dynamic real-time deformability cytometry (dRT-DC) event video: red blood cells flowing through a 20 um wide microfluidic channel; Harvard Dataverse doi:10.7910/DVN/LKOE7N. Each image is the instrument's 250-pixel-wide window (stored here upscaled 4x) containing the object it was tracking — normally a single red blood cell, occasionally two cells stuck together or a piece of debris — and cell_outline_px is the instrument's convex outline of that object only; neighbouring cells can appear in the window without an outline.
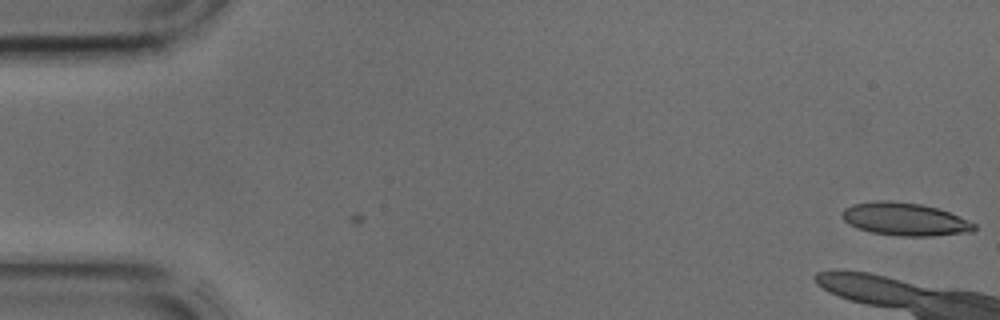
{"species": "common noctule bat (a hibernating species)", "species_latin": "Nyctalus noctula", "temperature_condition": "cold", "stored_images_in_passage": 5, "camera_frame_rate_fps": 3000, "um_per_image_px": 0.085, "animal": {"sex": "male", "body_mass_g": 17.9, "forearm_length_mm": 54.2}, "frame": {"image": 1, "passage_image": 5, "time_ms": 1.333, "image_size_px": [1000, 320], "cell_outline_px": [[976, 228], [972, 232], [932, 236], [900, 236], [872, 232], [856, 228], [848, 224], [844, 220], [840, 212], [844, 208], [852, 204], [872, 200], [888, 200], [920, 204], [936, 208], [948, 212], [976, 224]], "centroid_in_image_um": [76.86, 18.63], "position_along_channel_um": 8.1, "area_um2": 25.37}}